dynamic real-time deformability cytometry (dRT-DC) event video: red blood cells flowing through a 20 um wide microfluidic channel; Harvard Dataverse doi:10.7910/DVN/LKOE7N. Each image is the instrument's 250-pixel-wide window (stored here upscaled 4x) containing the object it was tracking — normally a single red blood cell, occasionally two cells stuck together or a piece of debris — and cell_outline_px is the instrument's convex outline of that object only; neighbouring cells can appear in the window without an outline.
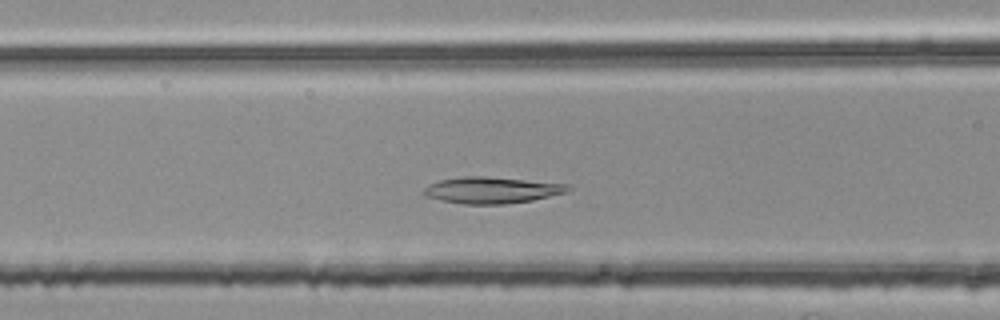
{"species": "common noctule bat (a hibernating species)", "species_latin": "Nyctalus noctula", "temperature_condition": "room temperature", "stored_images_in_passage": 42, "camera_frame_rate_fps": 3000, "um_per_image_px": 0.085, "animal": {"sex": "female", "body_mass_g": 25.1}, "frame": {"image": 1, "passage_image": 15, "time_ms": 4.667, "image_size_px": [1000, 320], "cell_outline_px": [[572, 188], [568, 192], [532, 200], [504, 204], [464, 204], [440, 200], [424, 196], [420, 192], [428, 184], [440, 180], [464, 176], [480, 176], [568, 184]], "centroid_in_image_um": [41.75, 16.17], "position_along_channel_um": 124.8, "area_um2": 22.14}}
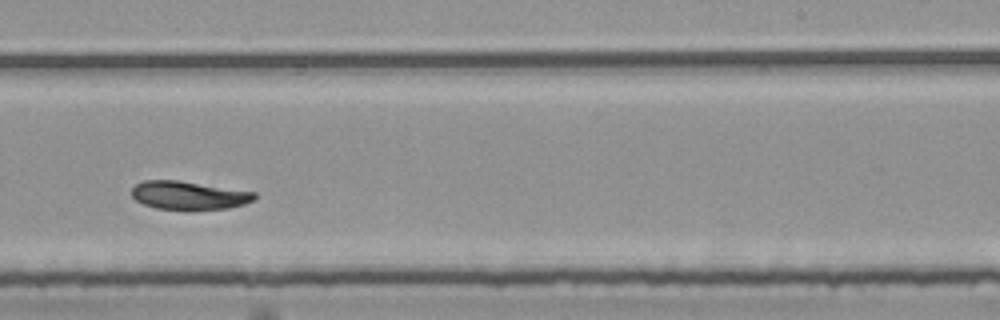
{"frame": {"image": 2, "passage_image": 27, "time_ms": 8.667, "image_size_px": [1000, 320], "cell_outline_px": [[260, 196], [256, 200], [244, 204], [228, 208], [188, 212], [156, 208], [144, 204], [136, 200], [132, 196], [132, 188], [136, 184], [144, 180], [176, 180], [256, 192]], "centroid_in_image_um": [16.09, 16.64], "position_along_channel_um": 272.9, "area_um2": 20.92}}
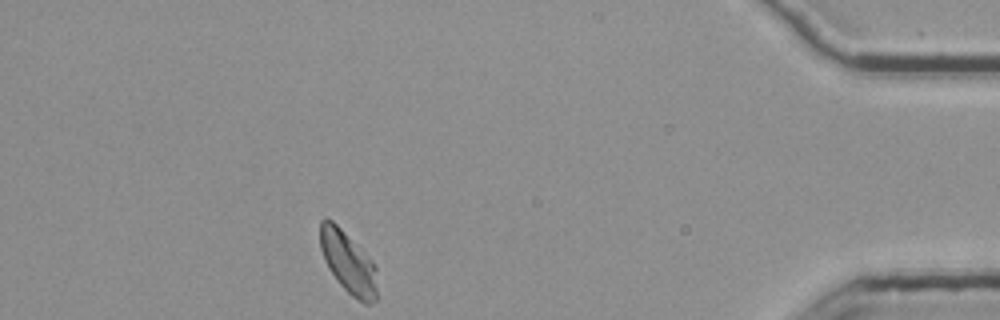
{"frame": {"image": 3, "passage_image": 42, "time_ms": 13.667, "image_size_px": [1000, 320], "cell_outline_px": [[376, 300], [368, 304], [364, 304], [352, 296], [336, 280], [328, 268], [324, 260], [320, 248], [320, 220], [332, 220], [376, 264]], "centroid_in_image_um": [29.59, 22.33], "position_along_channel_um": 405.6, "area_um2": 20.35}}